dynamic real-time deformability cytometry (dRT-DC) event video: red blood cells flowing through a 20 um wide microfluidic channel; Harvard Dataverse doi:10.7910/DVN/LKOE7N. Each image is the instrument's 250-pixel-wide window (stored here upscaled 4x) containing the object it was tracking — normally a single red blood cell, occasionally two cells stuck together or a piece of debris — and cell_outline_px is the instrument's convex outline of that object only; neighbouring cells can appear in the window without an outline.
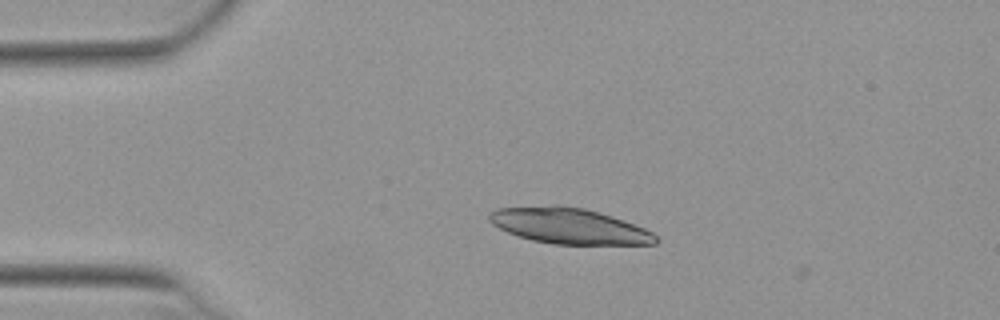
{"species": "Egyptian fruit bat (a non-hibernating species)", "species_latin": "Rousettus aegyptiacus", "temperature_condition": "warm", "stored_images_in_passage": 5, "camera_frame_rate_fps": 3000, "um_per_image_px": 0.085, "animal": {"sex": "female"}, "frame": {"image": 1, "passage_image": 4, "time_ms": 1.0, "image_size_px": [1000, 320], "cell_outline_px": [[660, 240], [656, 244], [552, 244], [532, 240], [516, 236], [492, 224], [488, 220], [488, 216], [496, 208], [556, 204], [560, 204], [584, 208], [600, 212], [624, 220], [644, 228], [652, 232]], "centroid_in_image_um": [48.36, 19.19], "position_along_channel_um": 36.6, "area_um2": 34.91}}